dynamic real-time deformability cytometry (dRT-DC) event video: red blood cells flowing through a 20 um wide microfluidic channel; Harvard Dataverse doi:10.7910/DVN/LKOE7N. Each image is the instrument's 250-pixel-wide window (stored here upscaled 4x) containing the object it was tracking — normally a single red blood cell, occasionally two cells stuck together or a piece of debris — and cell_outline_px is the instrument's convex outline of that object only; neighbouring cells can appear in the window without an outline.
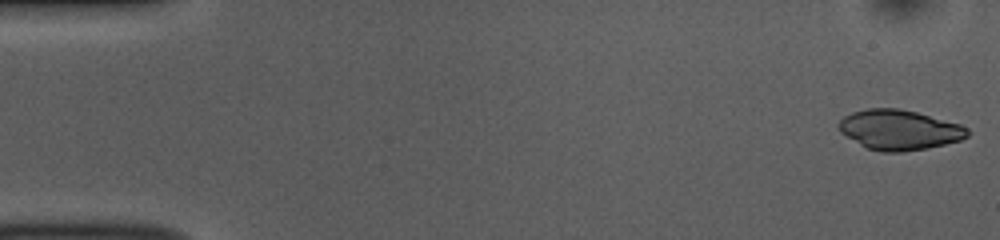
{"species": "common noctule bat (a hibernating species)", "species_latin": "Nyctalus noctula", "temperature_condition": "room temperature", "stored_images_in_passage": 14, "camera_frame_rate_fps": 3000, "um_per_image_px": 0.085, "animal": {"sex": "female", "body_mass_g": 10.0, "forearm_length_mm": 53.1}, "frame": {"image": 1, "passage_image": 1, "time_ms": 0.0, "image_size_px": [1000, 240], "cell_outline_px": [[972, 132], [968, 136], [960, 140], [944, 144], [924, 148], [900, 152], [880, 152], [868, 148], [860, 144], [840, 132], [836, 124], [844, 116], [852, 112], [868, 108], [896, 108], [916, 112], [960, 124], [968, 128]], "centroid_in_image_um": [76.43, 11.03], "position_along_channel_um": 8.6, "area_um2": 29.88}}